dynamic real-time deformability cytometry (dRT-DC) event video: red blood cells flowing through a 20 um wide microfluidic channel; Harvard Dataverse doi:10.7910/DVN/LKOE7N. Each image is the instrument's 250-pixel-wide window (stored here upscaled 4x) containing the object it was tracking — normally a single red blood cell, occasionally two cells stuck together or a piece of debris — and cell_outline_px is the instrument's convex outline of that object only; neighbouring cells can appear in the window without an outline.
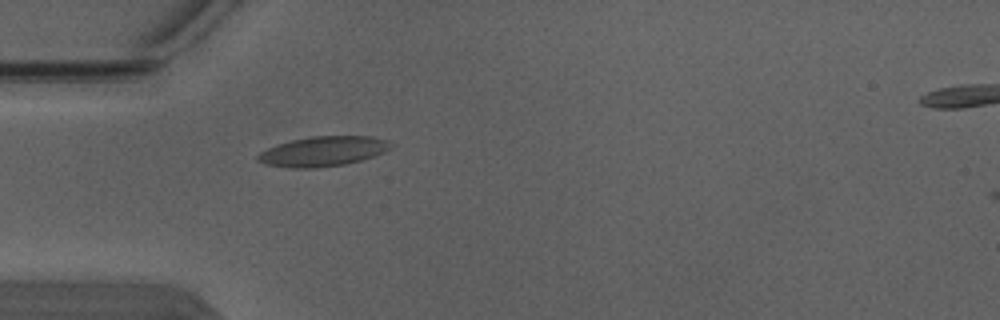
{"species": "Egyptian fruit bat (a non-hibernating species)", "species_latin": "Rousettus aegyptiacus", "temperature_condition": "warm", "stored_images_in_passage": 2, "camera_frame_rate_fps": 3000, "um_per_image_px": 0.085, "animal": {"sex": "male"}, "frame": {"image": 1, "passage_image": 1, "time_ms": 0.0, "image_size_px": [1000, 320], "cell_outline_px": [[392, 148], [384, 152], [360, 160], [344, 164], [316, 168], [288, 168], [264, 164], [256, 160], [256, 156], [260, 152], [276, 144], [292, 140], [312, 136], [372, 136], [388, 140], [392, 144]], "centroid_in_image_um": [27.43, 12.86], "position_along_channel_um": 57.6, "area_um2": 23.24}}